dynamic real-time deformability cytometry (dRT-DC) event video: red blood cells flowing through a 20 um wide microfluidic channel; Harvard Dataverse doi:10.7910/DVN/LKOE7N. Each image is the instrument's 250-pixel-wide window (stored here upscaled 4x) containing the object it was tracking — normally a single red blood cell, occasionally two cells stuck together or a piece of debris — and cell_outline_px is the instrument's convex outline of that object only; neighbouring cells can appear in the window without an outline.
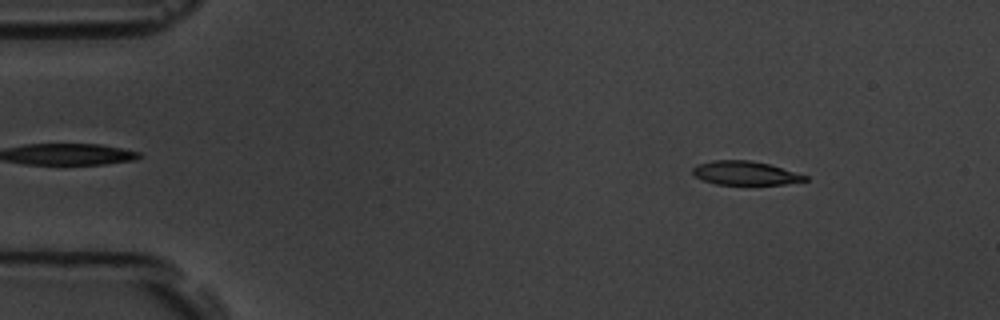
{"species": "common noctule bat (a hibernating species)", "species_latin": "Nyctalus noctula", "temperature_condition": "room temperature", "stored_images_in_passage": 4, "camera_frame_rate_fps": 3000, "um_per_image_px": 0.085, "animal": {"sex": "male", "body_mass_g": 19.5, "forearm_length_mm": 54.6}, "frame": {"image": 1, "passage_image": 2, "time_ms": 1.333, "image_size_px": [1000, 320], "cell_outline_px": [[808, 180], [784, 184], [716, 184], [704, 180], [696, 176], [692, 172], [692, 168], [700, 164], [712, 160], [752, 160], [768, 164], [808, 176]], "centroid_in_image_um": [63.34, 14.7], "position_along_channel_um": 21.7, "area_um2": 15.32}}